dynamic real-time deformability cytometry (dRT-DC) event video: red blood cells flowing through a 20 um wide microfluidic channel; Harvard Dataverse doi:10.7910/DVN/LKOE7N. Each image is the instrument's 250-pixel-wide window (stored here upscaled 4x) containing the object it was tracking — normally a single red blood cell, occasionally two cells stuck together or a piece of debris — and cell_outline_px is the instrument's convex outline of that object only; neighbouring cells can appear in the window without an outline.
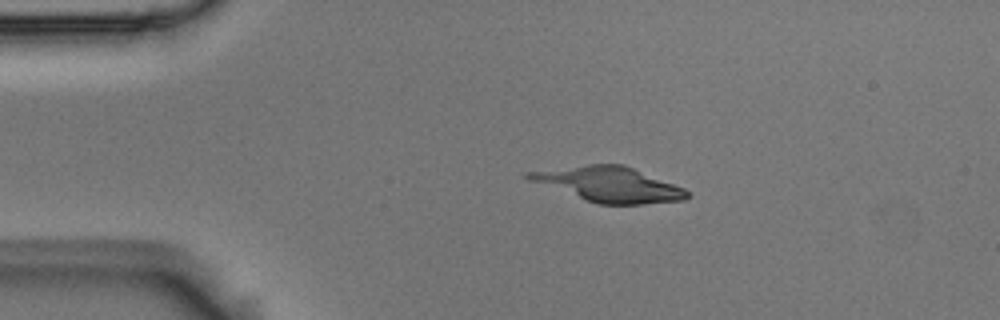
{"species": "Egyptian fruit bat (a non-hibernating species)", "species_latin": "Rousettus aegyptiacus", "temperature_condition": "room temperature", "stored_images_in_passage": 3, "camera_frame_rate_fps": 3000, "um_per_image_px": 0.085, "animal": {"sex": "male"}, "frame": {"image": 1, "passage_image": 2, "time_ms": 0.333, "image_size_px": [1000, 320], "cell_outline_px": [[688, 196], [684, 200], [640, 204], [600, 204], [528, 180], [524, 176], [524, 172], [588, 164], [624, 164], [684, 188], [688, 192]], "centroid_in_image_um": [51.76, 15.65], "position_along_channel_um": 33.2, "area_um2": 31.79}}